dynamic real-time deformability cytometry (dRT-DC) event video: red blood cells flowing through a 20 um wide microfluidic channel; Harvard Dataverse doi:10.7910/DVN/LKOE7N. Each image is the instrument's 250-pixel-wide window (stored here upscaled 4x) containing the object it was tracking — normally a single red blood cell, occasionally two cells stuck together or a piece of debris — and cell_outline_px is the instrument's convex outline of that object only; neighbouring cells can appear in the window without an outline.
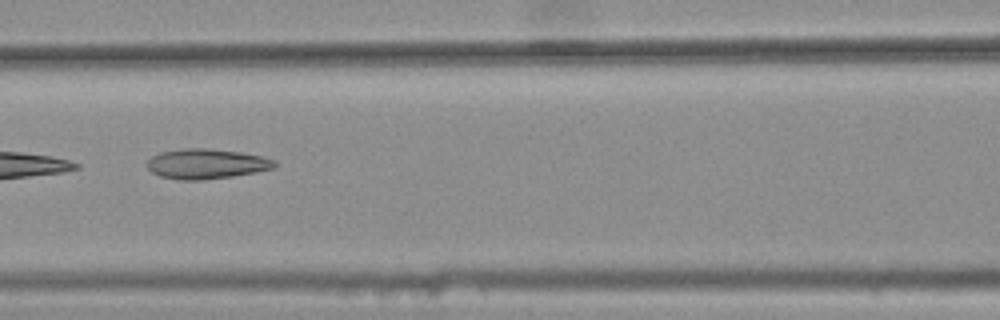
{"species": "common noctule bat (a hibernating species)", "species_latin": "Nyctalus noctula", "temperature_condition": "warm", "stored_images_in_passage": 7, "camera_frame_rate_fps": 3000, "um_per_image_px": 0.085, "animal": {"sex": "female", "body_mass_g": 25.1}, "frame": {"image": 1, "passage_image": 4, "time_ms": 1.0, "image_size_px": [1000, 320], "cell_outline_px": [[276, 168], [256, 172], [232, 176], [200, 180], [180, 180], [160, 176], [152, 172], [148, 168], [148, 160], [152, 156], [160, 152], [184, 148], [208, 148], [240, 152], [264, 156], [276, 160]], "centroid_in_image_um": [17.58, 13.92], "position_along_channel_um": 149.0, "area_um2": 22.37}}
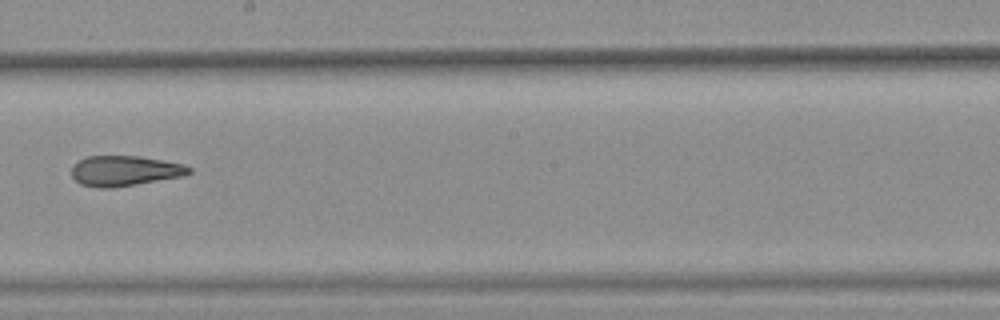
{"frame": {"image": 2, "passage_image": 6, "time_ms": 1.667, "image_size_px": [1000, 320], "cell_outline_px": [[192, 172], [184, 176], [112, 188], [100, 188], [80, 184], [72, 176], [72, 164], [88, 156], [140, 156], [184, 164], [192, 168]], "centroid_in_image_um": [10.61, 14.52], "position_along_channel_um": 237.6, "area_um2": 20.75}}
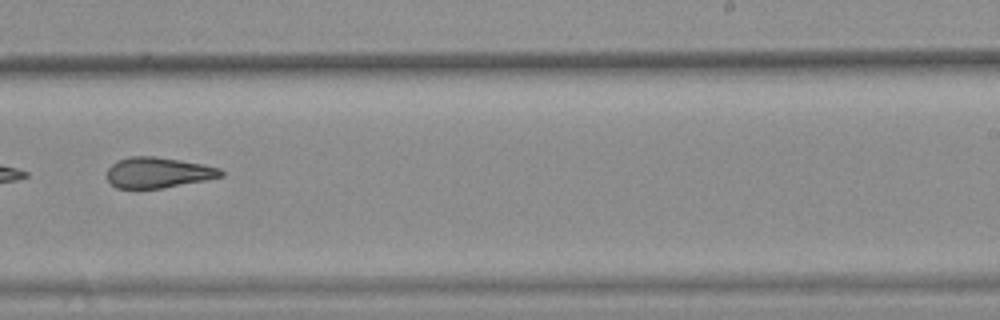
{"frame": {"image": 3, "passage_image": 7, "time_ms": 2.0, "image_size_px": [1000, 320], "cell_outline_px": [[224, 176], [204, 180], [160, 188], [116, 188], [108, 180], [108, 168], [112, 164], [128, 156], [156, 156], [204, 164], [220, 168], [224, 172]], "centroid_in_image_um": [13.45, 14.65], "position_along_channel_um": 275.5, "area_um2": 20.17}}